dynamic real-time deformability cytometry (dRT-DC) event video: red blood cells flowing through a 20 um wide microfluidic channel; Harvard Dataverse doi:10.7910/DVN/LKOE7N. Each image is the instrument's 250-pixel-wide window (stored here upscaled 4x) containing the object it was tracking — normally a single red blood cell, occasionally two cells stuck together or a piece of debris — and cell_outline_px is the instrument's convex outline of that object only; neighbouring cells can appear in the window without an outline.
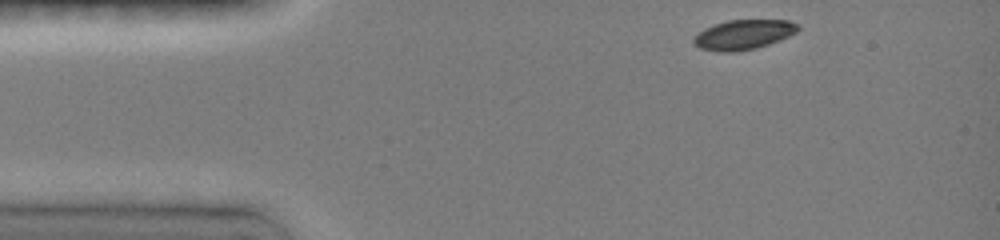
{"species": "common noctule bat (a hibernating species)", "species_latin": "Nyctalus noctula", "temperature_condition": "room temperature", "stored_images_in_passage": 9, "camera_frame_rate_fps": 3000, "um_per_image_px": 0.085, "animal": {"sex": "female", "body_mass_g": 19.0, "forearm_length_mm": 51.5}, "frame": {"image": 1, "passage_image": 1, "time_ms": 0.0, "image_size_px": [1000, 240], "cell_outline_px": [[800, 28], [796, 32], [788, 36], [768, 44], [756, 48], [736, 52], [720, 52], [700, 48], [692, 40], [696, 32], [712, 24], [728, 20], [788, 20], [796, 24]], "centroid_in_image_um": [63.14, 2.94], "position_along_channel_um": 21.9, "area_um2": 18.09}}
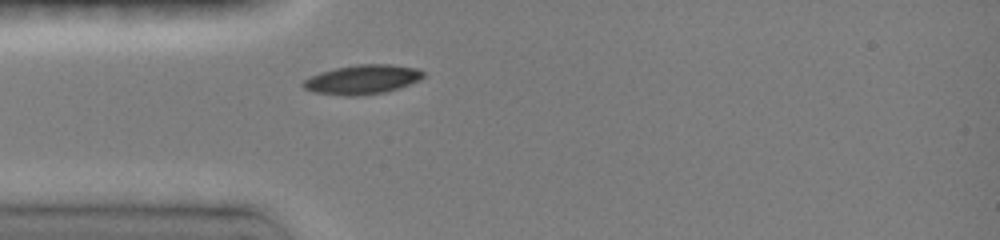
{"frame": {"image": 2, "passage_image": 4, "time_ms": 2.333, "image_size_px": [1000, 240], "cell_outline_px": [[424, 76], [420, 80], [400, 88], [384, 92], [360, 96], [344, 96], [312, 92], [304, 88], [300, 84], [304, 80], [320, 72], [336, 68], [356, 64], [392, 64], [416, 68], [424, 72]], "centroid_in_image_um": [30.8, 6.76], "position_along_channel_um": 54.2, "area_um2": 20.69}}
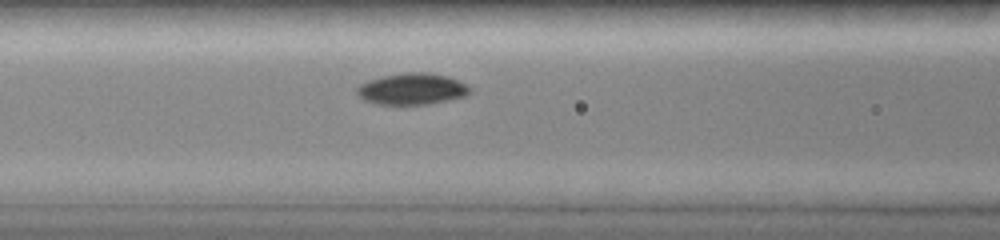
{"frame": {"image": 3, "passage_image": 7, "time_ms": 4.333, "image_size_px": [1000, 240], "cell_outline_px": [[472, 92], [468, 96], [428, 104], [376, 104], [364, 100], [356, 92], [356, 88], [360, 84], [368, 80], [384, 76], [404, 72], [428, 72], [448, 76], [472, 88]], "centroid_in_image_um": [35.04, 7.56], "position_along_channel_um": 131.6, "area_um2": 20.75}}